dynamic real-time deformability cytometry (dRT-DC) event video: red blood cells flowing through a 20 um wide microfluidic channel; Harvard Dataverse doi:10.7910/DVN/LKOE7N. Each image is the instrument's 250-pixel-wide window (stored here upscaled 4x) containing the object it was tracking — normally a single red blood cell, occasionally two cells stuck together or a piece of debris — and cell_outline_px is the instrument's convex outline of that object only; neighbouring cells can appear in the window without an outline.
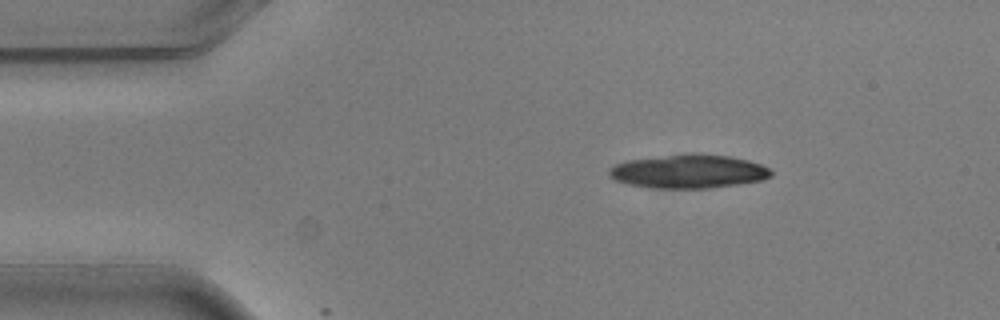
{"species": "common noctule bat (a hibernating species)", "species_latin": "Nyctalus noctula", "temperature_condition": "warm", "stored_images_in_passage": 4, "segment_of_instrument_passage": [2, 2], "camera_frame_rate_fps": 3000, "um_per_image_px": 0.085, "animal": {"sex": "male", "body_mass_g": 20.5, "forearm_length_mm": 52.5}, "frame": {"image": 1, "passage_image": 4, "time_ms": 1.0, "image_size_px": [1000, 320], "cell_outline_px": [[772, 176], [760, 180], [740, 184], [712, 188], [648, 188], [628, 184], [616, 180], [608, 176], [608, 168], [616, 164], [628, 160], [692, 152], [728, 156], [748, 160], [760, 164], [768, 168], [772, 172]], "centroid_in_image_um": [58.51, 14.57], "position_along_channel_um": 26.5, "area_um2": 32.02}}